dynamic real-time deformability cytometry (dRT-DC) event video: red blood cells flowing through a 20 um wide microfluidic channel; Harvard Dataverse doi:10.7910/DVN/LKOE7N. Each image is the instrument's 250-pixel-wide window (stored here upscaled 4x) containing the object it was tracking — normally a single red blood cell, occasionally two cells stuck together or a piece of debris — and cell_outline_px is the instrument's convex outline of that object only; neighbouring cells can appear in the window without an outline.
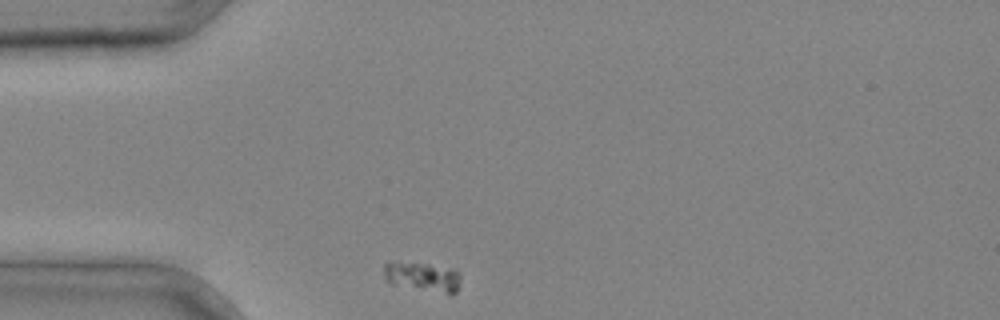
{"species": "common noctule bat (a hibernating species)", "species_latin": "Nyctalus noctula", "temperature_condition": "cold", "stored_images_in_passage": 1, "camera_frame_rate_fps": 3000, "um_per_image_px": 0.085, "animal": {"sex": "male", "body_mass_g": 20.4}, "frame": {"image": 1, "passage_image": 1, "time_ms": 0.0, "image_size_px": [1000, 320], "cell_outline_px": [[460, 280], [456, 292], [452, 296], [392, 284], [384, 280], [384, 264], [388, 260], [424, 264], [456, 268], [460, 272]], "centroid_in_image_um": [35.94, 23.53], "position_along_channel_um": 49.1, "area_um2": 13.76}}